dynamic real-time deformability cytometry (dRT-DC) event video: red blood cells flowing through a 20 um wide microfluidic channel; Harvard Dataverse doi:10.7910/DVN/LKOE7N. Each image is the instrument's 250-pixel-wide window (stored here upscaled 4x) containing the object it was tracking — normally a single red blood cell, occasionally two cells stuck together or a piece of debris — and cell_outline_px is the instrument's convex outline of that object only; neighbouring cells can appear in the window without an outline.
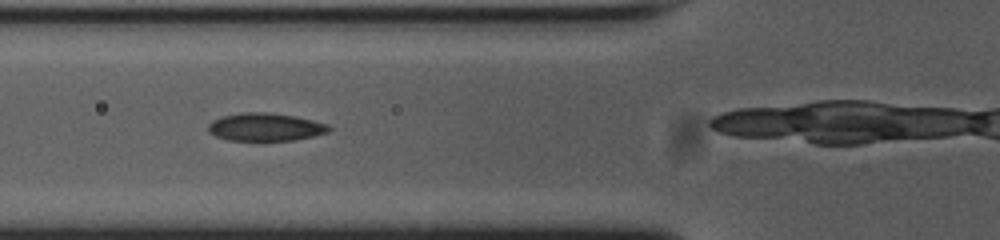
{"species": "common noctule bat (a hibernating species)", "species_latin": "Nyctalus noctula", "temperature_condition": "cold", "stored_images_in_passage": 16, "camera_frame_rate_fps": 3000, "um_per_image_px": 0.085, "animal": {"sex": "female", "body_mass_g": 23.0, "forearm_length_mm": 53.4}, "frame": {"image": 1, "passage_image": 10, "time_ms": 3.0, "image_size_px": [1000, 240], "cell_outline_px": [[332, 128], [328, 132], [312, 136], [292, 140], [228, 140], [216, 136], [208, 132], [208, 124], [212, 120], [224, 116], [240, 112], [268, 112], [296, 116], [328, 124]], "centroid_in_image_um": [22.54, 10.78], "position_along_channel_um": 103.3, "area_um2": 19.59}}
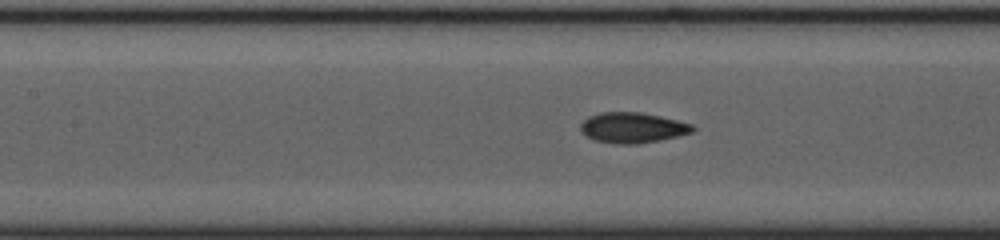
{"frame": {"image": 2, "passage_image": 14, "time_ms": 4.333, "image_size_px": [1000, 240], "cell_outline_px": [[696, 128], [692, 132], [676, 136], [636, 144], [620, 144], [596, 140], [588, 136], [580, 128], [580, 124], [588, 116], [600, 112], [640, 112], [660, 116], [692, 124]], "centroid_in_image_um": [53.76, 10.83], "position_along_channel_um": 153.6, "area_um2": 19.54}}